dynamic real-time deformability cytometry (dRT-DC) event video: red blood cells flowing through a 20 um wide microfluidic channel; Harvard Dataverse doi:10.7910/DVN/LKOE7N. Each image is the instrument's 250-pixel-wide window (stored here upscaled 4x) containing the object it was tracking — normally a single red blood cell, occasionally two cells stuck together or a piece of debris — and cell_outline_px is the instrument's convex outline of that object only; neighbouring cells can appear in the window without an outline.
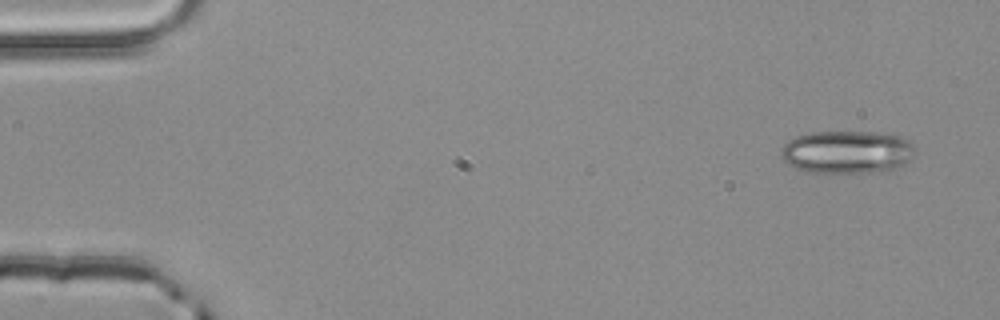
{"species": "common noctule bat (a hibernating species)", "species_latin": "Nyctalus noctula", "temperature_condition": "room temperature", "stored_images_in_passage": 4, "camera_frame_rate_fps": 3000, "um_per_image_px": 0.085, "animal": {"sex": "male", "body_mass_g": 20.4}, "frame": {"image": 1, "passage_image": 1, "time_ms": 0.0, "image_size_px": [1000, 320], "cell_outline_px": [[916, 152], [904, 164], [896, 168], [872, 172], [808, 172], [796, 168], [788, 164], [780, 156], [780, 148], [788, 140], [796, 136], [808, 132], [876, 132], [900, 136], [908, 140], [916, 148]], "centroid_in_image_um": [71.97, 12.91], "position_along_channel_um": 13.0, "area_um2": 33.58}}